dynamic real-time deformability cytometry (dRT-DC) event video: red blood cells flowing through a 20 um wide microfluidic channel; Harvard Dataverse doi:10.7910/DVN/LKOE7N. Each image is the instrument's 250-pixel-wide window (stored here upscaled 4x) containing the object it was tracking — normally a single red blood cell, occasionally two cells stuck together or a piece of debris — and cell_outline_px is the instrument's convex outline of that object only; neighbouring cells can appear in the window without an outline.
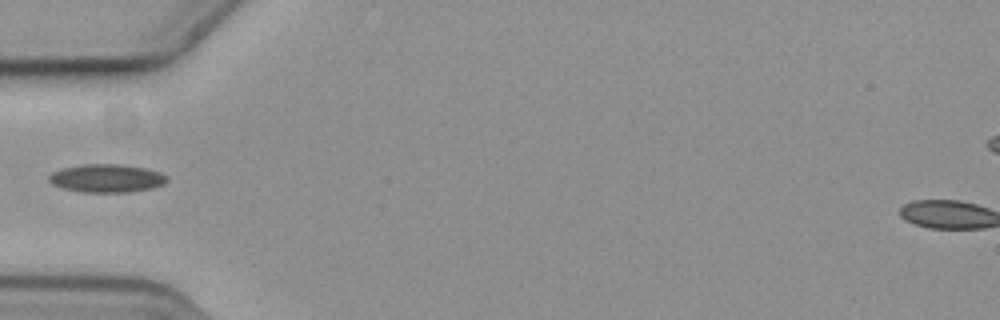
{"species": "common noctule bat (a hibernating species)", "species_latin": "Nyctalus noctula", "temperature_condition": "cold", "stored_images_in_passage": 32, "camera_frame_rate_fps": 3000, "um_per_image_px": 0.085, "animal": {"sex": "female", "body_mass_g": 19.3, "forearm_length_mm": 54.1}, "frame": {"image": 1, "passage_image": 1, "time_ms": 0.0, "image_size_px": [1000, 320], "cell_outline_px": [[168, 180], [164, 184], [152, 188], [128, 192], [84, 192], [64, 188], [52, 184], [48, 180], [48, 176], [52, 172], [64, 168], [84, 164], [120, 164], [144, 168], [160, 172], [168, 176]], "centroid_in_image_um": [9.09, 15.15], "position_along_channel_um": 75.9, "area_um2": 19.31}}
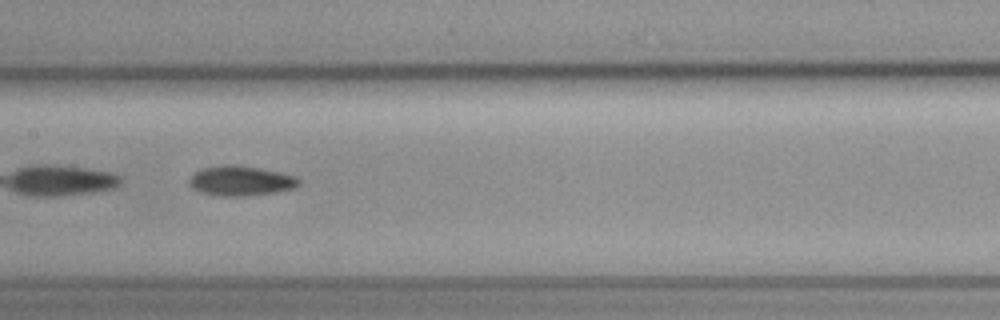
{"frame": {"image": 2, "passage_image": 10, "time_ms": 3.0, "image_size_px": [1000, 320], "cell_outline_px": [[300, 184], [292, 188], [276, 192], [244, 196], [216, 196], [200, 192], [192, 188], [188, 184], [192, 176], [196, 172], [204, 168], [224, 164], [236, 164], [260, 168], [280, 172], [296, 176], [300, 180]], "centroid_in_image_um": [20.46, 15.37], "position_along_channel_um": 186.9, "area_um2": 19.13}}
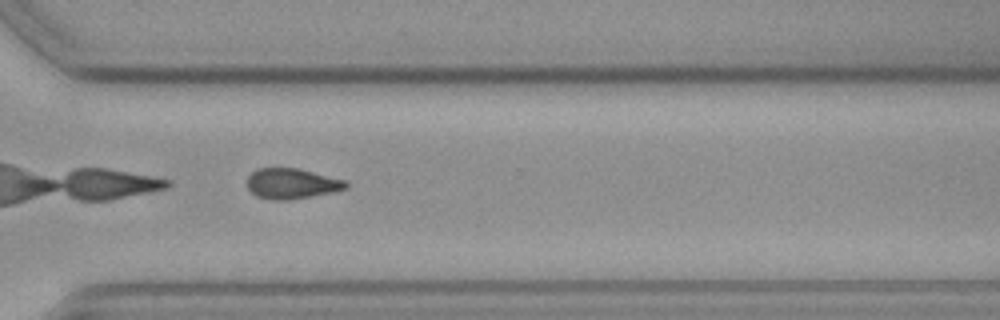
{"frame": {"image": 3, "passage_image": 23, "time_ms": 7.333, "image_size_px": [1000, 320], "cell_outline_px": [[348, 188], [332, 192], [288, 200], [272, 200], [256, 196], [248, 188], [248, 176], [256, 168], [296, 168], [344, 180], [348, 184]], "centroid_in_image_um": [24.77, 15.61], "position_along_channel_um": 345.8, "area_um2": 17.28}}